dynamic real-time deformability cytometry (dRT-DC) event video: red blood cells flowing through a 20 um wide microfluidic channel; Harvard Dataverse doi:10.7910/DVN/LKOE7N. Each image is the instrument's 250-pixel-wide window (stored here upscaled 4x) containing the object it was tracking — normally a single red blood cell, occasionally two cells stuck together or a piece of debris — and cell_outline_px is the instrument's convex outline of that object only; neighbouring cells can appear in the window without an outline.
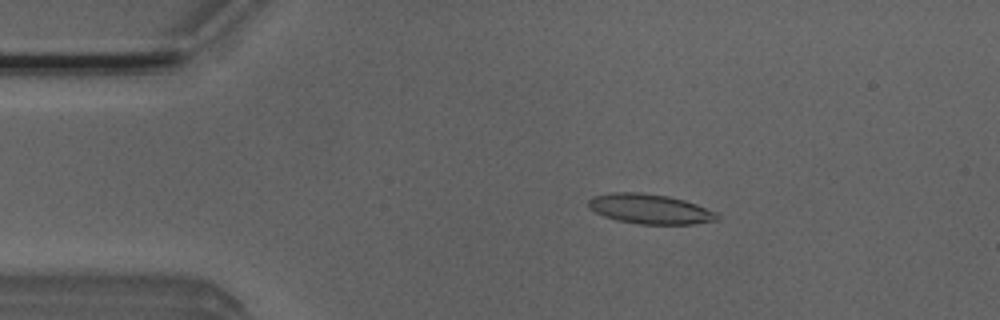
{"species": "Egyptian fruit bat (a non-hibernating species)", "species_latin": "Rousettus aegyptiacus", "temperature_condition": "room temperature", "stored_images_in_passage": 51, "camera_frame_rate_fps": 3000, "um_per_image_px": 0.085, "animal": {"sex": "male"}, "frame": {"image": 1, "passage_image": 9, "time_ms": 2.667, "image_size_px": [1000, 320], "cell_outline_px": [[720, 220], [692, 224], [640, 224], [616, 220], [604, 216], [588, 208], [588, 200], [592, 196], [612, 192], [640, 192], [668, 196], [684, 200], [696, 204], [716, 212], [720, 216]], "centroid_in_image_um": [55.24, 17.76], "position_along_channel_um": 29.8, "area_um2": 22.48}}
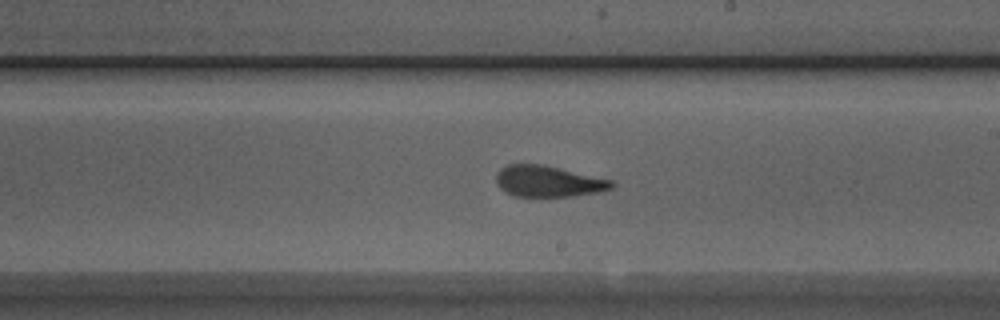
{"frame": {"image": 2, "passage_image": 29, "time_ms": 9.333, "image_size_px": [1000, 320], "cell_outline_px": [[616, 184], [612, 188], [600, 192], [572, 196], [512, 196], [504, 192], [496, 184], [496, 172], [500, 168], [508, 164], [544, 164], [612, 180]], "centroid_in_image_um": [46.58, 15.41], "position_along_channel_um": 242.4, "area_um2": 21.21}}
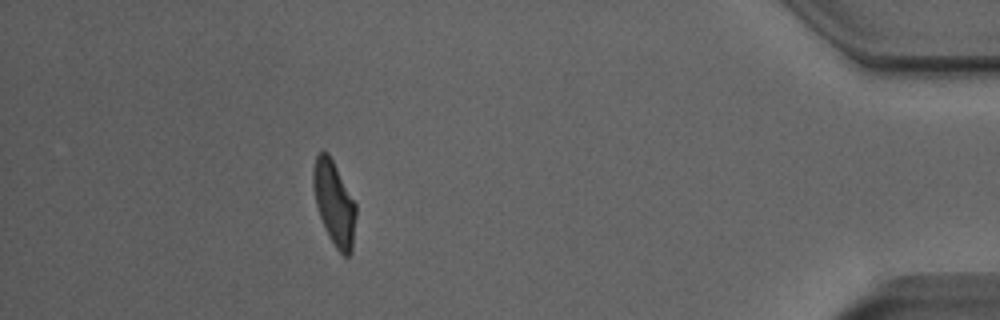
{"frame": {"image": 3, "passage_image": 46, "time_ms": 15.0, "image_size_px": [1000, 320], "cell_outline_px": [[356, 216], [352, 252], [348, 256], [344, 256], [336, 248], [328, 236], [324, 228], [316, 204], [312, 184], [312, 172], [316, 156], [320, 152], [328, 152], [356, 204]], "centroid_in_image_um": [28.4, 17.29], "position_along_channel_um": 406.8, "area_um2": 20.87}, "authors_computed_cell_mechanics": {"area_um2": 21.5016, "velocity_mm_per_s": 3.9218, "shape_relaxation_time_tau1_ms": 3.3196, "shape_relaxation_time_tau2_ms": 1.6057, "deformation_change_tau1": 0.1714, "deformation_change_tau2": 0.1146}}